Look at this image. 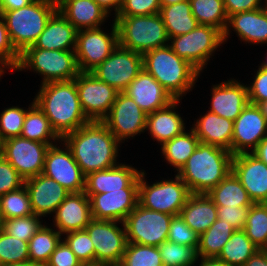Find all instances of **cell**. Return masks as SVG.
Instances as JSON below:
<instances>
[{"mask_svg": "<svg viewBox=\"0 0 267 266\" xmlns=\"http://www.w3.org/2000/svg\"><path fill=\"white\" fill-rule=\"evenodd\" d=\"M62 140L85 176L120 163L117 157L121 143L101 121H90Z\"/></svg>", "mask_w": 267, "mask_h": 266, "instance_id": "obj_1", "label": "cell"}, {"mask_svg": "<svg viewBox=\"0 0 267 266\" xmlns=\"http://www.w3.org/2000/svg\"><path fill=\"white\" fill-rule=\"evenodd\" d=\"M35 95L34 103L61 139L91 121L82 110L75 79L40 84Z\"/></svg>", "mask_w": 267, "mask_h": 266, "instance_id": "obj_2", "label": "cell"}, {"mask_svg": "<svg viewBox=\"0 0 267 266\" xmlns=\"http://www.w3.org/2000/svg\"><path fill=\"white\" fill-rule=\"evenodd\" d=\"M232 157L224 148L200 142L177 175L191 194H207L232 171Z\"/></svg>", "mask_w": 267, "mask_h": 266, "instance_id": "obj_3", "label": "cell"}, {"mask_svg": "<svg viewBox=\"0 0 267 266\" xmlns=\"http://www.w3.org/2000/svg\"><path fill=\"white\" fill-rule=\"evenodd\" d=\"M143 69L151 74L174 99H184L192 91L201 72L179 57L170 45L158 47L143 55Z\"/></svg>", "mask_w": 267, "mask_h": 266, "instance_id": "obj_4", "label": "cell"}, {"mask_svg": "<svg viewBox=\"0 0 267 266\" xmlns=\"http://www.w3.org/2000/svg\"><path fill=\"white\" fill-rule=\"evenodd\" d=\"M57 10V1L33 0L25 7L2 14L10 40L20 54L34 45Z\"/></svg>", "mask_w": 267, "mask_h": 266, "instance_id": "obj_5", "label": "cell"}, {"mask_svg": "<svg viewBox=\"0 0 267 266\" xmlns=\"http://www.w3.org/2000/svg\"><path fill=\"white\" fill-rule=\"evenodd\" d=\"M119 45L144 54L169 44V37L159 13L146 16H116Z\"/></svg>", "mask_w": 267, "mask_h": 266, "instance_id": "obj_6", "label": "cell"}, {"mask_svg": "<svg viewBox=\"0 0 267 266\" xmlns=\"http://www.w3.org/2000/svg\"><path fill=\"white\" fill-rule=\"evenodd\" d=\"M32 71L41 76V84L75 79L79 73L75 50L26 48L20 54L15 71ZM43 76V77H42Z\"/></svg>", "mask_w": 267, "mask_h": 266, "instance_id": "obj_7", "label": "cell"}, {"mask_svg": "<svg viewBox=\"0 0 267 266\" xmlns=\"http://www.w3.org/2000/svg\"><path fill=\"white\" fill-rule=\"evenodd\" d=\"M146 175L142 169L139 175L138 204L149 210L179 215L191 195L187 185L177 174L175 179L163 178L153 184L148 183Z\"/></svg>", "mask_w": 267, "mask_h": 266, "instance_id": "obj_8", "label": "cell"}, {"mask_svg": "<svg viewBox=\"0 0 267 266\" xmlns=\"http://www.w3.org/2000/svg\"><path fill=\"white\" fill-rule=\"evenodd\" d=\"M224 44L223 32L214 26L199 24L192 31L169 39L172 50L201 73Z\"/></svg>", "mask_w": 267, "mask_h": 266, "instance_id": "obj_9", "label": "cell"}, {"mask_svg": "<svg viewBox=\"0 0 267 266\" xmlns=\"http://www.w3.org/2000/svg\"><path fill=\"white\" fill-rule=\"evenodd\" d=\"M173 215L137 206L124 220L127 242L159 246L167 241Z\"/></svg>", "mask_w": 267, "mask_h": 266, "instance_id": "obj_10", "label": "cell"}, {"mask_svg": "<svg viewBox=\"0 0 267 266\" xmlns=\"http://www.w3.org/2000/svg\"><path fill=\"white\" fill-rule=\"evenodd\" d=\"M85 230L94 245L95 265H119L127 245L124 223L92 219Z\"/></svg>", "mask_w": 267, "mask_h": 266, "instance_id": "obj_11", "label": "cell"}, {"mask_svg": "<svg viewBox=\"0 0 267 266\" xmlns=\"http://www.w3.org/2000/svg\"><path fill=\"white\" fill-rule=\"evenodd\" d=\"M111 33L104 27L77 31L76 58L80 72H91L119 45L117 26L112 20Z\"/></svg>", "mask_w": 267, "mask_h": 266, "instance_id": "obj_12", "label": "cell"}, {"mask_svg": "<svg viewBox=\"0 0 267 266\" xmlns=\"http://www.w3.org/2000/svg\"><path fill=\"white\" fill-rule=\"evenodd\" d=\"M147 113L124 92H118L109 113L102 123L120 143L128 142L136 135L146 132Z\"/></svg>", "mask_w": 267, "mask_h": 266, "instance_id": "obj_13", "label": "cell"}, {"mask_svg": "<svg viewBox=\"0 0 267 266\" xmlns=\"http://www.w3.org/2000/svg\"><path fill=\"white\" fill-rule=\"evenodd\" d=\"M143 69V56L120 45L91 73L99 80L123 92Z\"/></svg>", "mask_w": 267, "mask_h": 266, "instance_id": "obj_14", "label": "cell"}, {"mask_svg": "<svg viewBox=\"0 0 267 266\" xmlns=\"http://www.w3.org/2000/svg\"><path fill=\"white\" fill-rule=\"evenodd\" d=\"M60 143L48 148L42 174L55 180L70 193L83 192L86 176L75 161L70 148L62 139Z\"/></svg>", "mask_w": 267, "mask_h": 266, "instance_id": "obj_15", "label": "cell"}, {"mask_svg": "<svg viewBox=\"0 0 267 266\" xmlns=\"http://www.w3.org/2000/svg\"><path fill=\"white\" fill-rule=\"evenodd\" d=\"M75 82L84 114L91 121H102L109 113L119 91L99 80L91 72H80Z\"/></svg>", "mask_w": 267, "mask_h": 266, "instance_id": "obj_16", "label": "cell"}, {"mask_svg": "<svg viewBox=\"0 0 267 266\" xmlns=\"http://www.w3.org/2000/svg\"><path fill=\"white\" fill-rule=\"evenodd\" d=\"M50 145L21 136L4 140L3 157L27 180L42 174Z\"/></svg>", "mask_w": 267, "mask_h": 266, "instance_id": "obj_17", "label": "cell"}, {"mask_svg": "<svg viewBox=\"0 0 267 266\" xmlns=\"http://www.w3.org/2000/svg\"><path fill=\"white\" fill-rule=\"evenodd\" d=\"M267 137V119L257 105L248 103L233 121L231 153H251Z\"/></svg>", "mask_w": 267, "mask_h": 266, "instance_id": "obj_18", "label": "cell"}, {"mask_svg": "<svg viewBox=\"0 0 267 266\" xmlns=\"http://www.w3.org/2000/svg\"><path fill=\"white\" fill-rule=\"evenodd\" d=\"M232 172L253 203H267V165L252 153L232 157Z\"/></svg>", "mask_w": 267, "mask_h": 266, "instance_id": "obj_19", "label": "cell"}, {"mask_svg": "<svg viewBox=\"0 0 267 266\" xmlns=\"http://www.w3.org/2000/svg\"><path fill=\"white\" fill-rule=\"evenodd\" d=\"M142 170L124 163L90 173L85 179V194L107 193L120 189H138L139 175Z\"/></svg>", "mask_w": 267, "mask_h": 266, "instance_id": "obj_20", "label": "cell"}, {"mask_svg": "<svg viewBox=\"0 0 267 266\" xmlns=\"http://www.w3.org/2000/svg\"><path fill=\"white\" fill-rule=\"evenodd\" d=\"M93 219L124 222L138 204V189H120L90 197Z\"/></svg>", "mask_w": 267, "mask_h": 266, "instance_id": "obj_21", "label": "cell"}, {"mask_svg": "<svg viewBox=\"0 0 267 266\" xmlns=\"http://www.w3.org/2000/svg\"><path fill=\"white\" fill-rule=\"evenodd\" d=\"M210 112L234 121L249 103L247 84L230 78L211 87Z\"/></svg>", "mask_w": 267, "mask_h": 266, "instance_id": "obj_22", "label": "cell"}, {"mask_svg": "<svg viewBox=\"0 0 267 266\" xmlns=\"http://www.w3.org/2000/svg\"><path fill=\"white\" fill-rule=\"evenodd\" d=\"M33 213L47 217L53 215L70 192L52 178L39 174L25 180Z\"/></svg>", "mask_w": 267, "mask_h": 266, "instance_id": "obj_23", "label": "cell"}, {"mask_svg": "<svg viewBox=\"0 0 267 266\" xmlns=\"http://www.w3.org/2000/svg\"><path fill=\"white\" fill-rule=\"evenodd\" d=\"M231 29L238 40L245 42L246 45L267 44V5L229 16L223 32L224 44L230 38Z\"/></svg>", "mask_w": 267, "mask_h": 266, "instance_id": "obj_24", "label": "cell"}, {"mask_svg": "<svg viewBox=\"0 0 267 266\" xmlns=\"http://www.w3.org/2000/svg\"><path fill=\"white\" fill-rule=\"evenodd\" d=\"M92 219L90 199L85 192L70 193L54 212L51 226L63 236L85 230Z\"/></svg>", "mask_w": 267, "mask_h": 266, "instance_id": "obj_25", "label": "cell"}, {"mask_svg": "<svg viewBox=\"0 0 267 266\" xmlns=\"http://www.w3.org/2000/svg\"><path fill=\"white\" fill-rule=\"evenodd\" d=\"M147 114L162 109L175 99L144 69L123 91Z\"/></svg>", "mask_w": 267, "mask_h": 266, "instance_id": "obj_26", "label": "cell"}, {"mask_svg": "<svg viewBox=\"0 0 267 266\" xmlns=\"http://www.w3.org/2000/svg\"><path fill=\"white\" fill-rule=\"evenodd\" d=\"M180 102L181 99H175L166 107L147 114L146 131L161 146L186 129L185 119L177 111Z\"/></svg>", "mask_w": 267, "mask_h": 266, "instance_id": "obj_27", "label": "cell"}, {"mask_svg": "<svg viewBox=\"0 0 267 266\" xmlns=\"http://www.w3.org/2000/svg\"><path fill=\"white\" fill-rule=\"evenodd\" d=\"M57 6L77 30L102 27L110 17L94 0H57Z\"/></svg>", "mask_w": 267, "mask_h": 266, "instance_id": "obj_28", "label": "cell"}, {"mask_svg": "<svg viewBox=\"0 0 267 266\" xmlns=\"http://www.w3.org/2000/svg\"><path fill=\"white\" fill-rule=\"evenodd\" d=\"M77 29L57 10L34 45L27 48L75 50Z\"/></svg>", "mask_w": 267, "mask_h": 266, "instance_id": "obj_29", "label": "cell"}, {"mask_svg": "<svg viewBox=\"0 0 267 266\" xmlns=\"http://www.w3.org/2000/svg\"><path fill=\"white\" fill-rule=\"evenodd\" d=\"M192 129L199 141L204 144L215 145L231 152L233 121L207 111L194 120Z\"/></svg>", "mask_w": 267, "mask_h": 266, "instance_id": "obj_30", "label": "cell"}, {"mask_svg": "<svg viewBox=\"0 0 267 266\" xmlns=\"http://www.w3.org/2000/svg\"><path fill=\"white\" fill-rule=\"evenodd\" d=\"M179 215L199 236L218 218L217 206L207 194H191Z\"/></svg>", "mask_w": 267, "mask_h": 266, "instance_id": "obj_31", "label": "cell"}, {"mask_svg": "<svg viewBox=\"0 0 267 266\" xmlns=\"http://www.w3.org/2000/svg\"><path fill=\"white\" fill-rule=\"evenodd\" d=\"M207 195L216 206L250 207L254 204L232 171Z\"/></svg>", "mask_w": 267, "mask_h": 266, "instance_id": "obj_32", "label": "cell"}, {"mask_svg": "<svg viewBox=\"0 0 267 266\" xmlns=\"http://www.w3.org/2000/svg\"><path fill=\"white\" fill-rule=\"evenodd\" d=\"M199 143L198 137L190 127V130L186 129L180 135L165 142L160 148L161 156L164 157L166 163L175 168L174 172L177 174L186 164L188 158L193 154Z\"/></svg>", "mask_w": 267, "mask_h": 266, "instance_id": "obj_33", "label": "cell"}, {"mask_svg": "<svg viewBox=\"0 0 267 266\" xmlns=\"http://www.w3.org/2000/svg\"><path fill=\"white\" fill-rule=\"evenodd\" d=\"M159 14L162 17L169 39L174 36L184 35L199 25L192 14L189 0L163 6Z\"/></svg>", "mask_w": 267, "mask_h": 266, "instance_id": "obj_34", "label": "cell"}, {"mask_svg": "<svg viewBox=\"0 0 267 266\" xmlns=\"http://www.w3.org/2000/svg\"><path fill=\"white\" fill-rule=\"evenodd\" d=\"M20 136L50 146L56 143L60 144L61 141V138L52 129L49 119L35 103L27 110Z\"/></svg>", "mask_w": 267, "mask_h": 266, "instance_id": "obj_35", "label": "cell"}, {"mask_svg": "<svg viewBox=\"0 0 267 266\" xmlns=\"http://www.w3.org/2000/svg\"><path fill=\"white\" fill-rule=\"evenodd\" d=\"M44 223L28 242L29 261L42 266L48 263L63 238L54 227Z\"/></svg>", "mask_w": 267, "mask_h": 266, "instance_id": "obj_36", "label": "cell"}, {"mask_svg": "<svg viewBox=\"0 0 267 266\" xmlns=\"http://www.w3.org/2000/svg\"><path fill=\"white\" fill-rule=\"evenodd\" d=\"M235 229L224 220H217L199 236L198 257L217 258Z\"/></svg>", "mask_w": 267, "mask_h": 266, "instance_id": "obj_37", "label": "cell"}, {"mask_svg": "<svg viewBox=\"0 0 267 266\" xmlns=\"http://www.w3.org/2000/svg\"><path fill=\"white\" fill-rule=\"evenodd\" d=\"M258 250L259 248L249 239L243 229L235 230L222 248L217 259L229 266H243Z\"/></svg>", "mask_w": 267, "mask_h": 266, "instance_id": "obj_38", "label": "cell"}, {"mask_svg": "<svg viewBox=\"0 0 267 266\" xmlns=\"http://www.w3.org/2000/svg\"><path fill=\"white\" fill-rule=\"evenodd\" d=\"M198 24L214 26L225 31L228 17L223 0H189Z\"/></svg>", "mask_w": 267, "mask_h": 266, "instance_id": "obj_39", "label": "cell"}, {"mask_svg": "<svg viewBox=\"0 0 267 266\" xmlns=\"http://www.w3.org/2000/svg\"><path fill=\"white\" fill-rule=\"evenodd\" d=\"M243 230L259 249H267L266 203H254L249 207L246 224Z\"/></svg>", "mask_w": 267, "mask_h": 266, "instance_id": "obj_40", "label": "cell"}, {"mask_svg": "<svg viewBox=\"0 0 267 266\" xmlns=\"http://www.w3.org/2000/svg\"><path fill=\"white\" fill-rule=\"evenodd\" d=\"M0 214L3 221L34 214L25 185L0 197Z\"/></svg>", "mask_w": 267, "mask_h": 266, "instance_id": "obj_41", "label": "cell"}, {"mask_svg": "<svg viewBox=\"0 0 267 266\" xmlns=\"http://www.w3.org/2000/svg\"><path fill=\"white\" fill-rule=\"evenodd\" d=\"M120 266H164L157 246L127 242Z\"/></svg>", "mask_w": 267, "mask_h": 266, "instance_id": "obj_42", "label": "cell"}, {"mask_svg": "<svg viewBox=\"0 0 267 266\" xmlns=\"http://www.w3.org/2000/svg\"><path fill=\"white\" fill-rule=\"evenodd\" d=\"M158 249L164 266H196L198 259L196 248L164 241Z\"/></svg>", "mask_w": 267, "mask_h": 266, "instance_id": "obj_43", "label": "cell"}, {"mask_svg": "<svg viewBox=\"0 0 267 266\" xmlns=\"http://www.w3.org/2000/svg\"><path fill=\"white\" fill-rule=\"evenodd\" d=\"M29 261L28 242L10 236L0 230V263L6 264Z\"/></svg>", "mask_w": 267, "mask_h": 266, "instance_id": "obj_44", "label": "cell"}, {"mask_svg": "<svg viewBox=\"0 0 267 266\" xmlns=\"http://www.w3.org/2000/svg\"><path fill=\"white\" fill-rule=\"evenodd\" d=\"M62 237L83 266H95L94 245L86 230L69 232Z\"/></svg>", "mask_w": 267, "mask_h": 266, "instance_id": "obj_45", "label": "cell"}, {"mask_svg": "<svg viewBox=\"0 0 267 266\" xmlns=\"http://www.w3.org/2000/svg\"><path fill=\"white\" fill-rule=\"evenodd\" d=\"M42 225V217L32 214L4 220L3 230L12 237L29 242Z\"/></svg>", "mask_w": 267, "mask_h": 266, "instance_id": "obj_46", "label": "cell"}, {"mask_svg": "<svg viewBox=\"0 0 267 266\" xmlns=\"http://www.w3.org/2000/svg\"><path fill=\"white\" fill-rule=\"evenodd\" d=\"M33 104L34 100L25 109L19 106L4 108L0 113V135L4 140L21 135L27 110Z\"/></svg>", "mask_w": 267, "mask_h": 266, "instance_id": "obj_47", "label": "cell"}, {"mask_svg": "<svg viewBox=\"0 0 267 266\" xmlns=\"http://www.w3.org/2000/svg\"><path fill=\"white\" fill-rule=\"evenodd\" d=\"M167 241L198 249L199 235L177 215L173 216L170 222Z\"/></svg>", "mask_w": 267, "mask_h": 266, "instance_id": "obj_48", "label": "cell"}, {"mask_svg": "<svg viewBox=\"0 0 267 266\" xmlns=\"http://www.w3.org/2000/svg\"><path fill=\"white\" fill-rule=\"evenodd\" d=\"M20 53L14 48L4 17L0 14V63L9 71L16 70Z\"/></svg>", "mask_w": 267, "mask_h": 266, "instance_id": "obj_49", "label": "cell"}, {"mask_svg": "<svg viewBox=\"0 0 267 266\" xmlns=\"http://www.w3.org/2000/svg\"><path fill=\"white\" fill-rule=\"evenodd\" d=\"M159 0H123L117 16H146L159 13Z\"/></svg>", "mask_w": 267, "mask_h": 266, "instance_id": "obj_50", "label": "cell"}, {"mask_svg": "<svg viewBox=\"0 0 267 266\" xmlns=\"http://www.w3.org/2000/svg\"><path fill=\"white\" fill-rule=\"evenodd\" d=\"M25 180L17 170L4 158H0V197L5 193L18 190Z\"/></svg>", "mask_w": 267, "mask_h": 266, "instance_id": "obj_51", "label": "cell"}, {"mask_svg": "<svg viewBox=\"0 0 267 266\" xmlns=\"http://www.w3.org/2000/svg\"><path fill=\"white\" fill-rule=\"evenodd\" d=\"M254 77L251 85L248 87V100L249 103L258 105L259 103L267 100V70L258 65V69L254 71Z\"/></svg>", "mask_w": 267, "mask_h": 266, "instance_id": "obj_52", "label": "cell"}, {"mask_svg": "<svg viewBox=\"0 0 267 266\" xmlns=\"http://www.w3.org/2000/svg\"><path fill=\"white\" fill-rule=\"evenodd\" d=\"M249 207L217 206L218 219L229 223L235 230L245 227Z\"/></svg>", "mask_w": 267, "mask_h": 266, "instance_id": "obj_53", "label": "cell"}, {"mask_svg": "<svg viewBox=\"0 0 267 266\" xmlns=\"http://www.w3.org/2000/svg\"><path fill=\"white\" fill-rule=\"evenodd\" d=\"M45 266H83L74 252L62 239Z\"/></svg>", "mask_w": 267, "mask_h": 266, "instance_id": "obj_54", "label": "cell"}, {"mask_svg": "<svg viewBox=\"0 0 267 266\" xmlns=\"http://www.w3.org/2000/svg\"><path fill=\"white\" fill-rule=\"evenodd\" d=\"M227 17L246 11H252L267 5V0H223Z\"/></svg>", "mask_w": 267, "mask_h": 266, "instance_id": "obj_55", "label": "cell"}, {"mask_svg": "<svg viewBox=\"0 0 267 266\" xmlns=\"http://www.w3.org/2000/svg\"><path fill=\"white\" fill-rule=\"evenodd\" d=\"M101 8H103L110 16L114 11L113 17L115 18L119 13L123 0H94Z\"/></svg>", "mask_w": 267, "mask_h": 266, "instance_id": "obj_56", "label": "cell"}, {"mask_svg": "<svg viewBox=\"0 0 267 266\" xmlns=\"http://www.w3.org/2000/svg\"><path fill=\"white\" fill-rule=\"evenodd\" d=\"M33 0H0V14L27 6Z\"/></svg>", "mask_w": 267, "mask_h": 266, "instance_id": "obj_57", "label": "cell"}, {"mask_svg": "<svg viewBox=\"0 0 267 266\" xmlns=\"http://www.w3.org/2000/svg\"><path fill=\"white\" fill-rule=\"evenodd\" d=\"M243 266H267V249L256 251Z\"/></svg>", "mask_w": 267, "mask_h": 266, "instance_id": "obj_58", "label": "cell"}, {"mask_svg": "<svg viewBox=\"0 0 267 266\" xmlns=\"http://www.w3.org/2000/svg\"><path fill=\"white\" fill-rule=\"evenodd\" d=\"M251 153L267 165V137Z\"/></svg>", "mask_w": 267, "mask_h": 266, "instance_id": "obj_59", "label": "cell"}, {"mask_svg": "<svg viewBox=\"0 0 267 266\" xmlns=\"http://www.w3.org/2000/svg\"><path fill=\"white\" fill-rule=\"evenodd\" d=\"M199 266H229L225 262L217 259V258H204L198 257L197 262Z\"/></svg>", "mask_w": 267, "mask_h": 266, "instance_id": "obj_60", "label": "cell"}, {"mask_svg": "<svg viewBox=\"0 0 267 266\" xmlns=\"http://www.w3.org/2000/svg\"><path fill=\"white\" fill-rule=\"evenodd\" d=\"M3 266H42V265L33 263L32 261H25L20 263L6 264Z\"/></svg>", "mask_w": 267, "mask_h": 266, "instance_id": "obj_61", "label": "cell"}, {"mask_svg": "<svg viewBox=\"0 0 267 266\" xmlns=\"http://www.w3.org/2000/svg\"><path fill=\"white\" fill-rule=\"evenodd\" d=\"M159 1H160L161 7H163V6H168V5L180 3V2H183L185 0H159Z\"/></svg>", "mask_w": 267, "mask_h": 266, "instance_id": "obj_62", "label": "cell"}, {"mask_svg": "<svg viewBox=\"0 0 267 266\" xmlns=\"http://www.w3.org/2000/svg\"><path fill=\"white\" fill-rule=\"evenodd\" d=\"M257 106L260 108L262 114L267 119V100L259 103Z\"/></svg>", "mask_w": 267, "mask_h": 266, "instance_id": "obj_63", "label": "cell"}, {"mask_svg": "<svg viewBox=\"0 0 267 266\" xmlns=\"http://www.w3.org/2000/svg\"><path fill=\"white\" fill-rule=\"evenodd\" d=\"M4 139L0 135V158L3 157Z\"/></svg>", "mask_w": 267, "mask_h": 266, "instance_id": "obj_64", "label": "cell"}, {"mask_svg": "<svg viewBox=\"0 0 267 266\" xmlns=\"http://www.w3.org/2000/svg\"><path fill=\"white\" fill-rule=\"evenodd\" d=\"M6 70L8 71V69H6V67H4V66L0 63V79H1V77H3V75L6 73Z\"/></svg>", "mask_w": 267, "mask_h": 266, "instance_id": "obj_65", "label": "cell"}, {"mask_svg": "<svg viewBox=\"0 0 267 266\" xmlns=\"http://www.w3.org/2000/svg\"><path fill=\"white\" fill-rule=\"evenodd\" d=\"M267 55V53H266ZM259 66L263 69H266L267 70V58H266V61L263 60V62L261 64H259Z\"/></svg>", "mask_w": 267, "mask_h": 266, "instance_id": "obj_66", "label": "cell"}, {"mask_svg": "<svg viewBox=\"0 0 267 266\" xmlns=\"http://www.w3.org/2000/svg\"><path fill=\"white\" fill-rule=\"evenodd\" d=\"M3 229V220H2V217H1V214H0V230Z\"/></svg>", "mask_w": 267, "mask_h": 266, "instance_id": "obj_67", "label": "cell"}]
</instances>
